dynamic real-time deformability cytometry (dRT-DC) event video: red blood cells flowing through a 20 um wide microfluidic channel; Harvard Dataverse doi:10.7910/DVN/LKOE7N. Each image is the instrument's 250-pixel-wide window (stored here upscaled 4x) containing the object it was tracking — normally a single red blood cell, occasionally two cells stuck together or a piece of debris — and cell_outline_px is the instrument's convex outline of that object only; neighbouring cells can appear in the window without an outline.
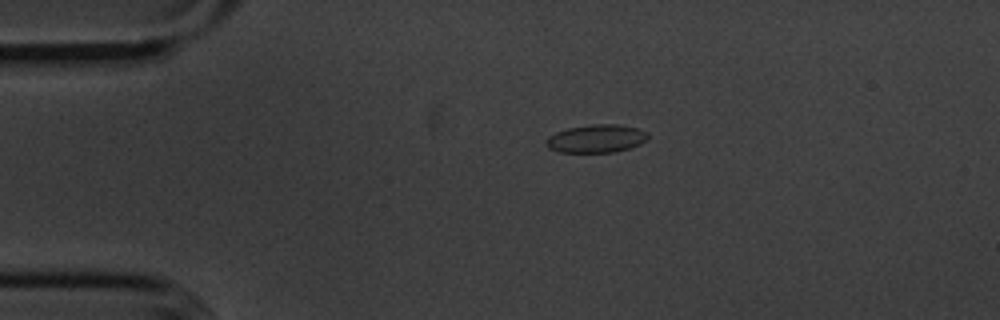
{"species": "common noctule bat (a hibernating species)", "species_latin": "Nyctalus noctula", "temperature_condition": "cold", "stored_images_in_passage": 45, "camera_frame_rate_fps": 3000, "um_per_image_px": 0.085, "animal": {"sex": "male", "body_mass_g": 20.1, "forearm_length_mm": 53.5}, "frame": {"image": 1, "passage_image": 1, "time_ms": 0.0, "image_size_px": [1000, 320], "cell_outline_px": [[648, 140], [640, 144], [628, 148], [612, 152], [560, 152], [548, 148], [544, 144], [544, 140], [548, 136], [556, 132], [568, 128], [592, 124], [620, 124], [636, 128], [648, 132]], "centroid_in_image_um": [50.66, 11.77], "position_along_channel_um": 34.3, "area_um2": 16.76}}
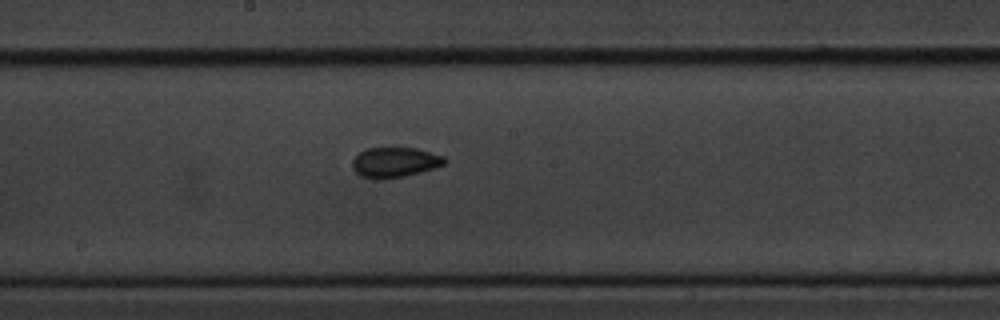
{"frame": {"image": 2, "passage_image": 19, "time_ms": 6.0, "image_size_px": [1000, 320], "cell_outline_px": [[448, 160], [444, 164], [420, 172], [400, 176], [360, 176], [352, 168], [352, 160], [364, 148], [396, 144], [416, 148], [444, 156]], "centroid_in_image_um": [33.56, 13.68], "position_along_channel_um": 214.6, "area_um2": 16.24}}
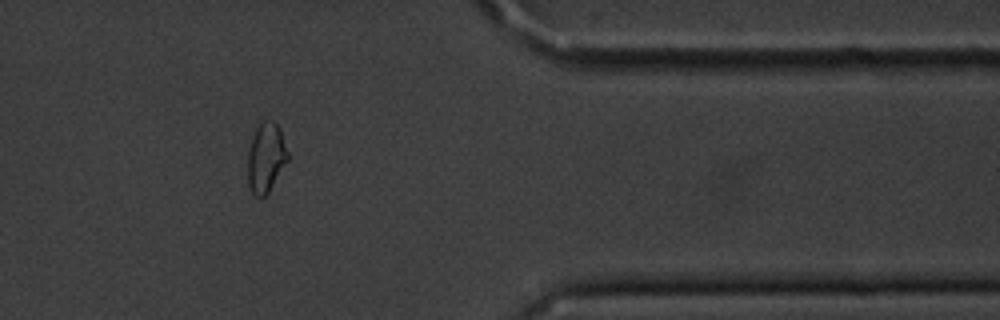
{"frame": {"image": 3, "passage_image": 35, "time_ms": 11.333, "image_size_px": [1000, 320], "cell_outline_px": [[288, 160], [268, 192], [260, 200], [252, 196], [248, 184], [248, 152], [256, 128], [264, 120], [272, 120], [280, 128], [288, 152]], "centroid_in_image_um": [22.6, 13.44], "position_along_channel_um": 388.8, "area_um2": 16.24}, "authors_computed_cell_mechanics": {"area_um2": 16.3574, "velocity_mm_per_s": 3.6184, "shape_relaxation_time_tau1_ms": 4.8412, "shape_relaxation_time_tau2_ms": 1.675, "deformation_change_tau1": 0.081, "deformation_change_tau2": 0.0483}}